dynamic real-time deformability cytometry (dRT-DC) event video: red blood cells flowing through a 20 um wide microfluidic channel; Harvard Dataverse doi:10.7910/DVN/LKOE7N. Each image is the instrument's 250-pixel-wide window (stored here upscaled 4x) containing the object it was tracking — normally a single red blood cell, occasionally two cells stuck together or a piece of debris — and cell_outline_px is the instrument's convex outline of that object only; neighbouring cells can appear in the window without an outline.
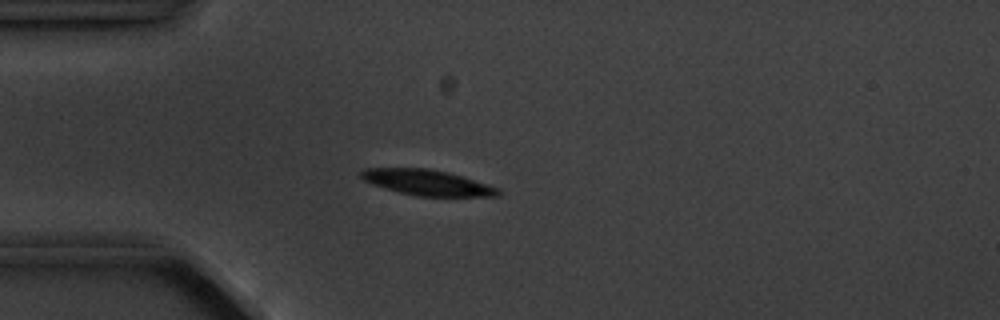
{"species": "common noctule bat (a hibernating species)", "species_latin": "Nyctalus noctula", "temperature_condition": "cold", "stored_images_in_passage": 4, "camera_frame_rate_fps": 3000, "um_per_image_px": 0.085, "animal": {"sex": "male", "body_mass_g": 20.1, "forearm_length_mm": 53.5}, "frame": {"image": 1, "passage_image": 4, "time_ms": 3.667, "image_size_px": [1000, 320], "cell_outline_px": [[504, 192], [500, 196], [416, 196], [384, 188], [372, 184], [364, 180], [360, 176], [360, 172], [364, 168], [428, 168], [448, 172], [500, 188]], "centroid_in_image_um": [36.34, 15.52], "position_along_channel_um": 48.7, "area_um2": 20.46}}